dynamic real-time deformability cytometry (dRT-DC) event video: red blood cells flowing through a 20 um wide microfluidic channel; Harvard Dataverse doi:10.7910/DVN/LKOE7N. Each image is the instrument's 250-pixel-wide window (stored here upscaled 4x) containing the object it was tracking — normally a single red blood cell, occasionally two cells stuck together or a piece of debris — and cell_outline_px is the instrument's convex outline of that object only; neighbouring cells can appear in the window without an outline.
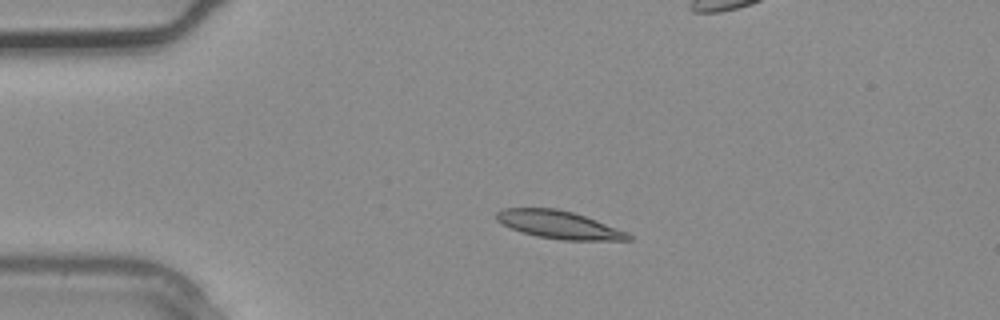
{"species": "common noctule bat (a hibernating species)", "species_latin": "Nyctalus noctula", "temperature_condition": "warm", "stored_images_in_passage": 5, "camera_frame_rate_fps": 3000, "um_per_image_px": 0.085, "animal": {"sex": "male", "body_mass_g": 20.4}, "frame": {"image": 1, "passage_image": 3, "time_ms": 0.667, "image_size_px": [1000, 320], "cell_outline_px": [[632, 240], [564, 240], [536, 236], [512, 228], [496, 220], [496, 212], [504, 208], [556, 208], [572, 212], [596, 220], [628, 232], [632, 236]], "centroid_in_image_um": [47.53, 19.1], "position_along_channel_um": 37.5, "area_um2": 21.15}}
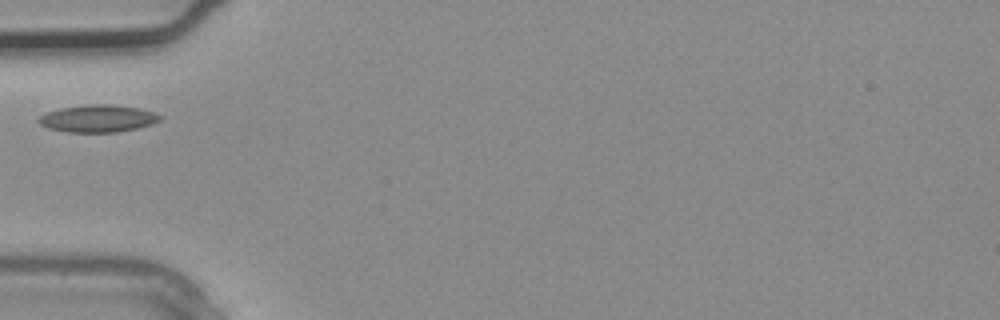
{"frame": {"image": 2, "passage_image": 5, "time_ms": 1.333, "image_size_px": [1000, 320], "cell_outline_px": [[160, 120], [152, 124], [136, 128], [116, 132], [68, 132], [48, 128], [40, 124], [36, 120], [40, 116], [48, 112], [60, 108], [88, 104], [108, 104], [140, 108], [156, 112], [160, 116]], "centroid_in_image_um": [8.32, 10.07], "position_along_channel_um": 76.7, "area_um2": 19.25}}